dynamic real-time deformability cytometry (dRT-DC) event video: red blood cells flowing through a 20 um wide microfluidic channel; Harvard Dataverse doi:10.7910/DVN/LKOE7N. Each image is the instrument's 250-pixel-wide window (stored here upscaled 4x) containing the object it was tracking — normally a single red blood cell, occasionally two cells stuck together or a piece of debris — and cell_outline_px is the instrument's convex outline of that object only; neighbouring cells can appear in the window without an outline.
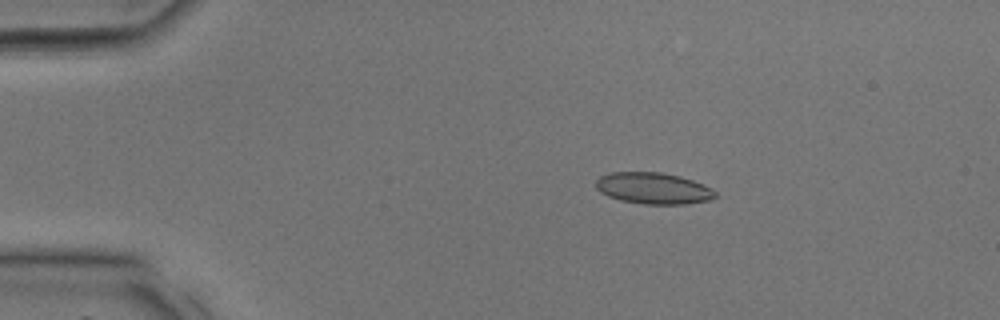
{"species": "common noctule bat (a hibernating species)", "species_latin": "Nyctalus noctula", "temperature_condition": "room temperature", "stored_images_in_passage": 12, "camera_frame_rate_fps": 3000, "um_per_image_px": 0.085, "animal": {"sex": "male", "body_mass_g": 17.9, "forearm_length_mm": 54.2}, "frame": {"image": 1, "passage_image": 6, "time_ms": 1.667, "image_size_px": [1000, 320], "cell_outline_px": [[716, 196], [712, 200], [684, 204], [644, 204], [620, 200], [608, 196], [600, 192], [596, 188], [596, 180], [600, 176], [612, 172], [660, 172], [680, 176], [704, 184], [712, 188], [716, 192]], "centroid_in_image_um": [55.55, 16.0], "position_along_channel_um": 29.5, "area_um2": 21.96}}
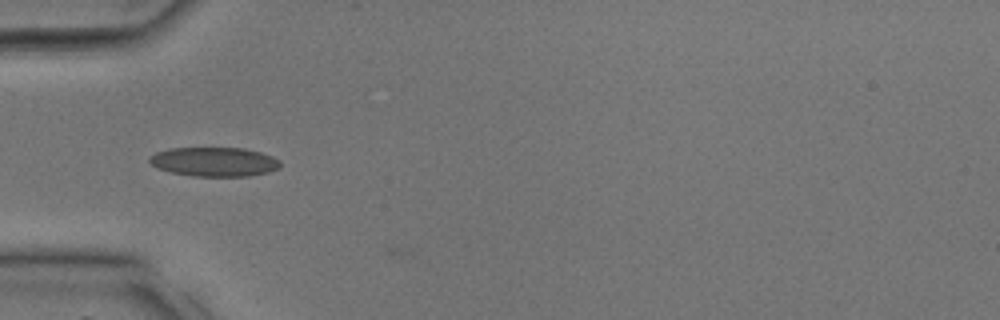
{"frame": {"image": 2, "passage_image": 11, "time_ms": 3.333, "image_size_px": [1000, 320], "cell_outline_px": [[280, 168], [268, 172], [248, 176], [196, 176], [172, 172], [156, 168], [148, 160], [148, 156], [156, 152], [172, 148], [244, 148], [260, 152], [272, 156], [280, 160]], "centroid_in_image_um": [18.21, 13.75], "position_along_channel_um": 66.8, "area_um2": 22.25}}